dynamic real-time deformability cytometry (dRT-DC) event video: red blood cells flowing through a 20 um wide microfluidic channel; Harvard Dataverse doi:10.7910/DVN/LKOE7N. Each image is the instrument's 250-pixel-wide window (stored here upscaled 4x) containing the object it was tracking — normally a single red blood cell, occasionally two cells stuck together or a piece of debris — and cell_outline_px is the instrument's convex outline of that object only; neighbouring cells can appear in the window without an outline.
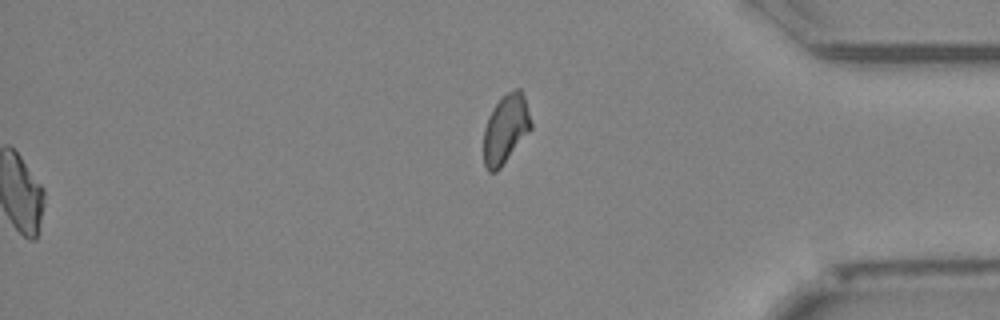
{"species": "Egyptian fruit bat (a non-hibernating species)", "species_latin": "Rousettus aegyptiacus", "temperature_condition": "cold", "stored_images_in_passage": 52, "segment_of_instrument_passage": [2, 2], "camera_frame_rate_fps": 3000, "um_per_image_px": 0.085, "animal": {"sex": "female"}, "frame": {"image": 1, "passage_image": 52, "time_ms": 17.0, "image_size_px": [1000, 320], "cell_outline_px": [[532, 128], [500, 168], [496, 172], [488, 172], [484, 168], [484, 128], [488, 116], [492, 108], [508, 92], [516, 88], [520, 88], [524, 96], [532, 124]], "centroid_in_image_um": [42.96, 10.98], "position_along_channel_um": 392.2, "area_um2": 18.9}}